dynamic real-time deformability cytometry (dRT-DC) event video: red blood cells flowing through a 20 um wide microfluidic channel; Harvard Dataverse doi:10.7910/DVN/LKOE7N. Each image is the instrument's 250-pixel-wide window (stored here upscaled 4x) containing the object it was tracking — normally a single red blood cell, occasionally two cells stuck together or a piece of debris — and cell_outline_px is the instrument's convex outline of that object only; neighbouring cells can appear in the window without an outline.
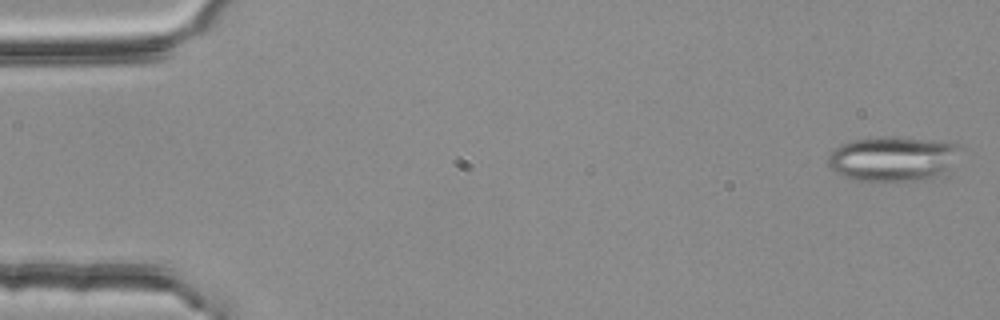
{"species": "common noctule bat (a hibernating species)", "species_latin": "Nyctalus noctula", "temperature_condition": "room temperature", "stored_images_in_passage": 3, "camera_frame_rate_fps": 3000, "um_per_image_px": 0.085, "animal": {"sex": "female", "body_mass_g": 25.1}, "frame": {"image": 1, "passage_image": 1, "time_ms": 0.0, "image_size_px": [1000, 320], "cell_outline_px": [[960, 148], [944, 176], [924, 180], [856, 180], [844, 176], [836, 172], [828, 164], [828, 156], [840, 144], [852, 140], [880, 136], [892, 136], [960, 144]], "centroid_in_image_um": [75.89, 13.49], "position_along_channel_um": 9.1, "area_um2": 34.28}}